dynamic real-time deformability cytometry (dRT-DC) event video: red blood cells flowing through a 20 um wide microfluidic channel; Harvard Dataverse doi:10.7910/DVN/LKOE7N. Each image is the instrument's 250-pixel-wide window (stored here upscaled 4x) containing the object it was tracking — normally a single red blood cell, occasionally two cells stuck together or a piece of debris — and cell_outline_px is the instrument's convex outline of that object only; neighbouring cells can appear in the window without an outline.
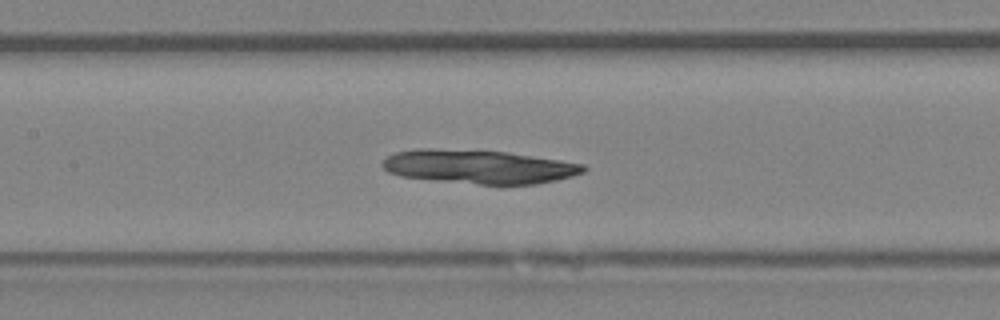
{"species": "Egyptian fruit bat (a non-hibernating species)", "species_latin": "Rousettus aegyptiacus", "temperature_condition": "room temperature", "stored_images_in_passage": 52, "camera_frame_rate_fps": 3000, "um_per_image_px": 0.085, "animal": {"sex": "female"}, "frame": {"image": 1, "passage_image": 24, "time_ms": 7.667, "image_size_px": [1000, 320], "cell_outline_px": [[588, 168], [584, 172], [572, 176], [556, 180], [536, 184], [480, 184], [436, 180], [400, 176], [388, 172], [380, 164], [388, 156], [396, 152], [416, 148], [432, 148], [508, 152], [560, 160], [584, 164]], "centroid_in_image_um": [40.7, 14.16], "position_along_channel_um": 166.7, "area_um2": 39.48}}